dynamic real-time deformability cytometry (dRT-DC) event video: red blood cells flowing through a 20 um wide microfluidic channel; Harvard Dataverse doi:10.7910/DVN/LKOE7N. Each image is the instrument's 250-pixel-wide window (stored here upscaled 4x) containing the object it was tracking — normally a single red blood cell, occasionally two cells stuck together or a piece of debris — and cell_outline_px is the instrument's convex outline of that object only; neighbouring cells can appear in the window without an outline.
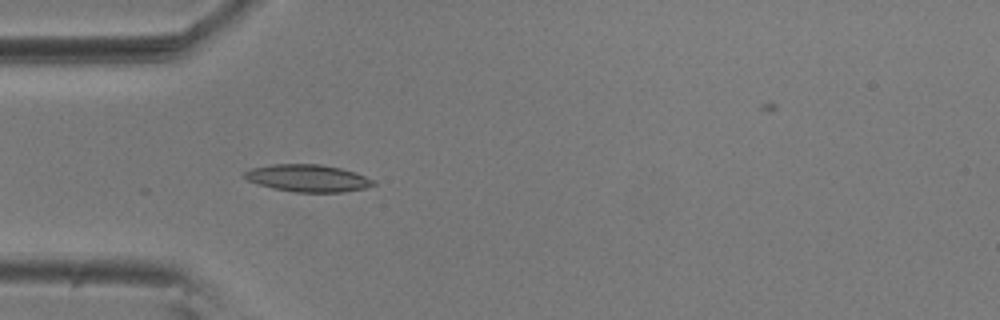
{"species": "common noctule bat (a hibernating species)", "species_latin": "Nyctalus noctula", "temperature_condition": "room temperature", "stored_images_in_passage": 19, "camera_frame_rate_fps": 3000, "um_per_image_px": 0.085, "animal": {"sex": "male", "body_mass_g": 20.5, "forearm_length_mm": 52.5}, "frame": {"image": 1, "passage_image": 16, "time_ms": 5.0, "image_size_px": [1000, 320], "cell_outline_px": [[376, 184], [364, 188], [344, 192], [292, 192], [272, 188], [248, 180], [244, 176], [244, 172], [252, 168], [272, 164], [320, 164], [340, 168], [356, 172], [376, 180]], "centroid_in_image_um": [26.21, 15.14], "position_along_channel_um": 58.8, "area_um2": 20.46}}
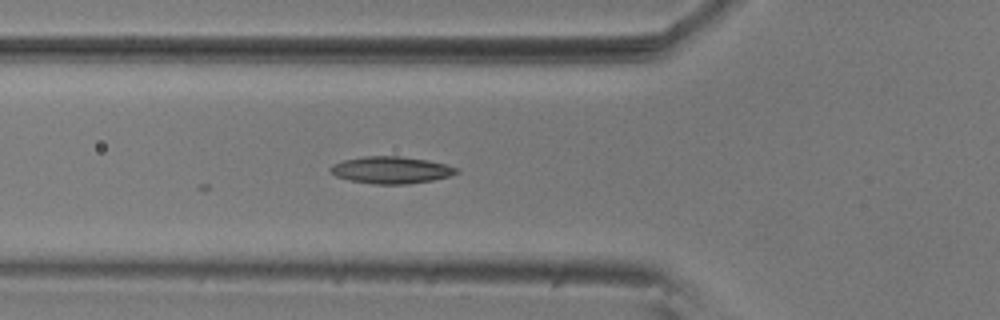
{"frame": {"image": 2, "passage_image": 19, "time_ms": 6.0, "image_size_px": [1000, 320], "cell_outline_px": [[460, 172], [448, 176], [432, 180], [408, 184], [372, 184], [348, 180], [336, 176], [328, 168], [332, 164], [344, 160], [364, 156], [400, 156], [428, 160], [444, 164], [456, 168]], "centroid_in_image_um": [33.21, 14.45], "position_along_channel_um": 92.6, "area_um2": 19.77}}